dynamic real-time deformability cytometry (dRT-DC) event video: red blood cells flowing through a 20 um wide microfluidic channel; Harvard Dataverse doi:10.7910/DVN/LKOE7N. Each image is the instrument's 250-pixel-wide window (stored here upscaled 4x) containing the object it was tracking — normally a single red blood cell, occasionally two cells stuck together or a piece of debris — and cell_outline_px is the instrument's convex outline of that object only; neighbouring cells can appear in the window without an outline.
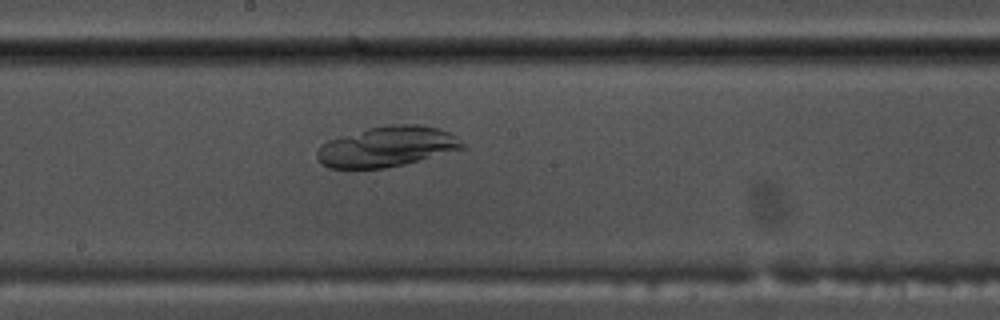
{"species": "common noctule bat (a hibernating species)", "species_latin": "Nyctalus noctula", "temperature_condition": "warm", "stored_images_in_passage": 50, "camera_frame_rate_fps": 3000, "um_per_image_px": 0.085, "animal": {"sex": "male", "body_mass_g": 17.5, "forearm_length_mm": 52.3}, "frame": {"image": 1, "passage_image": 26, "time_ms": 8.333, "image_size_px": [1000, 320], "cell_outline_px": [[464, 148], [404, 164], [384, 168], [328, 168], [320, 164], [316, 156], [316, 152], [320, 144], [328, 140], [340, 136], [368, 128], [388, 124], [420, 124], [440, 128], [456, 136], [464, 144]], "centroid_in_image_um": [32.85, 12.45], "position_along_channel_um": 215.3, "area_um2": 34.22}}
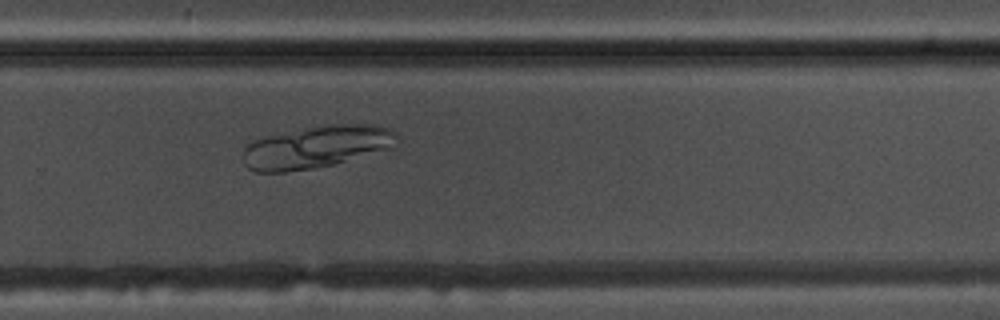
{"frame": {"image": 2, "passage_image": 33, "time_ms": 10.667, "image_size_px": [1000, 320], "cell_outline_px": [[396, 148], [332, 164], [312, 168], [284, 172], [256, 172], [248, 168], [244, 164], [244, 148], [252, 140], [264, 136], [300, 128], [332, 124], [372, 124], [388, 128], [396, 132]], "centroid_in_image_um": [26.91, 12.48], "position_along_channel_um": 302.9, "area_um2": 38.26}}